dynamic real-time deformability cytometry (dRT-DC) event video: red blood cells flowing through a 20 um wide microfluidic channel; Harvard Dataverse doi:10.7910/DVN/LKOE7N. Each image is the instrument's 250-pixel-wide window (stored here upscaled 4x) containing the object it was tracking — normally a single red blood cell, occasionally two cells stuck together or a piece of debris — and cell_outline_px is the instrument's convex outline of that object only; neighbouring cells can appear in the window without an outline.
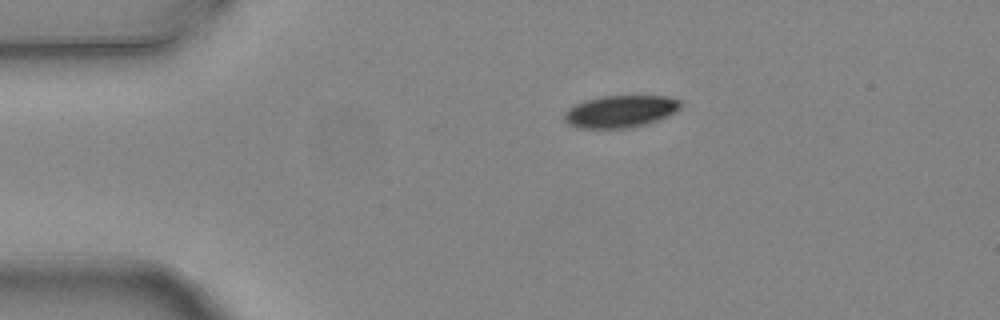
{"species": "common noctule bat (a hibernating species)", "species_latin": "Nyctalus noctula", "temperature_condition": "warm", "stored_images_in_passage": 4, "camera_frame_rate_fps": 3000, "um_per_image_px": 0.085, "animal": {"sex": "female", "body_mass_g": 24.6, "forearm_length_mm": 56.2}, "frame": {"image": 1, "passage_image": 4, "time_ms": 1.0, "image_size_px": [1000, 320], "cell_outline_px": [[680, 108], [676, 112], [668, 116], [644, 124], [628, 128], [580, 128], [568, 124], [564, 120], [564, 112], [568, 108], [584, 100], [604, 96], [668, 96], [680, 100]], "centroid_in_image_um": [52.72, 9.47], "position_along_channel_um": 32.3, "area_um2": 21.73}}